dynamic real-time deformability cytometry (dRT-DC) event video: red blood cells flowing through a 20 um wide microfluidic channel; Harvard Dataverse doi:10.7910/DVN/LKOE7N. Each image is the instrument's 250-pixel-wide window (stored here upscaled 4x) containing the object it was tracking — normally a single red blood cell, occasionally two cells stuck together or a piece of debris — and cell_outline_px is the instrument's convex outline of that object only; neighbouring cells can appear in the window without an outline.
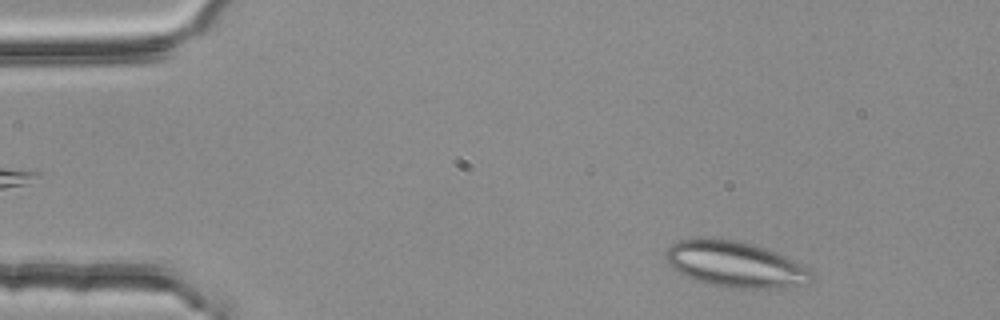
{"species": "common noctule bat (a hibernating species)", "species_latin": "Nyctalus noctula", "temperature_condition": "room temperature", "stored_images_in_passage": 3, "camera_frame_rate_fps": 3000, "um_per_image_px": 0.085, "animal": {"sex": "female", "body_mass_g": 25.1}, "frame": {"image": 1, "passage_image": 3, "time_ms": 0.667, "image_size_px": [1000, 320], "cell_outline_px": [[812, 280], [804, 288], [736, 288], [708, 284], [696, 280], [672, 268], [668, 264], [664, 256], [668, 248], [672, 244], [680, 240], [700, 236], [708, 236], [740, 240], [756, 244], [768, 248], [808, 268], [812, 276]], "centroid_in_image_um": [62.52, 22.45], "position_along_channel_um": 22.5, "area_um2": 39.77}}